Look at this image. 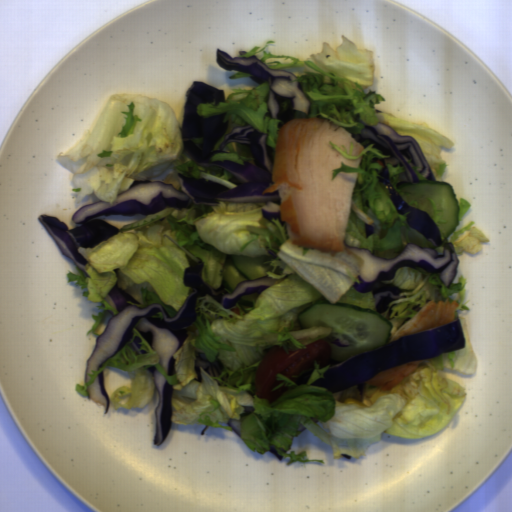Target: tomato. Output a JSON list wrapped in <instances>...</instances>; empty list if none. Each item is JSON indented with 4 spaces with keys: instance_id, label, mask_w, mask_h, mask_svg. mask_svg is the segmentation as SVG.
I'll list each match as a JSON object with an SVG mask.
<instances>
[{
    "instance_id": "tomato-1",
    "label": "tomato",
    "mask_w": 512,
    "mask_h": 512,
    "mask_svg": "<svg viewBox=\"0 0 512 512\" xmlns=\"http://www.w3.org/2000/svg\"><path fill=\"white\" fill-rule=\"evenodd\" d=\"M332 349L326 341L317 340L305 345V349L286 353L283 346L275 344L267 348L256 370L254 395L267 399L269 404L287 391V387H275L284 381H278L277 375H282L296 383L298 375L305 370L314 369L318 363L319 370L324 369L333 360Z\"/></svg>"
}]
</instances>
